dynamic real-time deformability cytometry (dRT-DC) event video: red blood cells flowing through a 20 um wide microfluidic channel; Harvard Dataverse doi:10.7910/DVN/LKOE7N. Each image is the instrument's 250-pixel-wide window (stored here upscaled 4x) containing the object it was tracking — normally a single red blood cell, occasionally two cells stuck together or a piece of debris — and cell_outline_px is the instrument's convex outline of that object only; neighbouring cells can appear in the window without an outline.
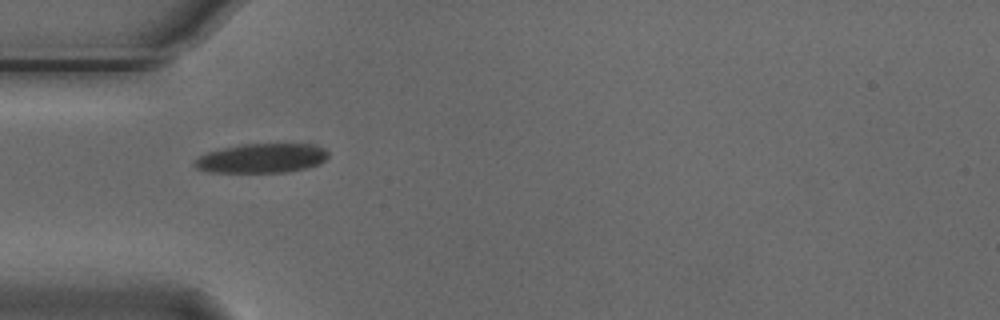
{"species": "Egyptian fruit bat (a non-hibernating species)", "species_latin": "Rousettus aegyptiacus", "temperature_condition": "cold", "stored_images_in_passage": 15, "camera_frame_rate_fps": 3000, "um_per_image_px": 0.085, "animal": {"sex": "male"}, "frame": {"image": 1, "passage_image": 1, "time_ms": 0.0, "image_size_px": [1000, 320], "cell_outline_px": [[328, 156], [320, 164], [304, 168], [284, 172], [208, 172], [196, 168], [192, 164], [200, 156], [208, 152], [240, 144], [312, 144], [324, 148], [328, 152]], "centroid_in_image_um": [22.24, 13.45], "position_along_channel_um": 62.8, "area_um2": 22.72}}
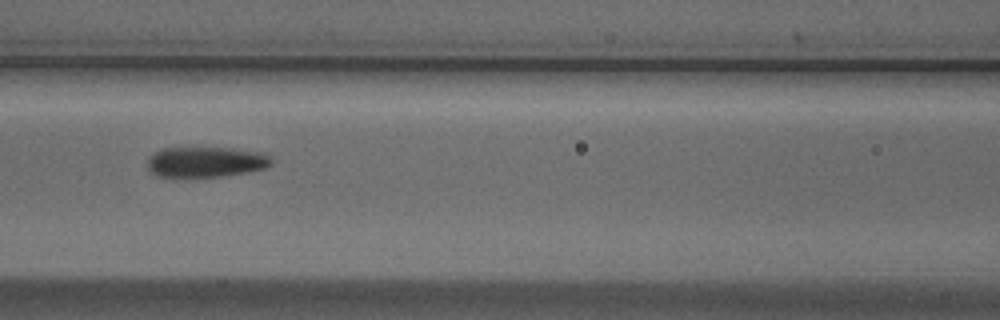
{"frame": {"image": 2, "passage_image": 8, "time_ms": 2.333, "image_size_px": [1000, 320], "cell_outline_px": [[272, 164], [264, 168], [248, 172], [220, 176], [156, 176], [148, 168], [148, 156], [152, 152], [164, 148], [232, 148], [260, 152], [268, 156], [272, 160]], "centroid_in_image_um": [17.47, 13.75], "position_along_channel_um": 149.1, "area_um2": 21.79}}
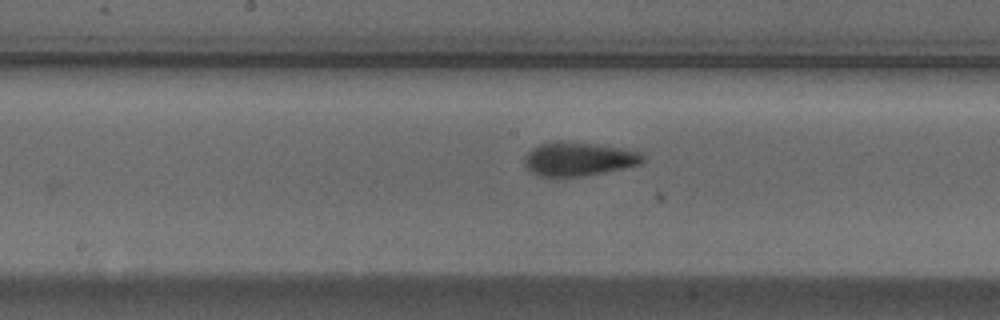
{"frame": {"image": 3, "passage_image": 12, "time_ms": 3.667, "image_size_px": [1000, 320], "cell_outline_px": [[644, 160], [640, 164], [624, 168], [584, 176], [540, 176], [532, 172], [528, 168], [524, 160], [524, 156], [532, 148], [540, 144], [556, 140], [560, 140], [592, 144], [620, 148], [640, 152], [644, 156]], "centroid_in_image_um": [49.17, 13.51], "position_along_channel_um": 199.0, "area_um2": 23.06}}